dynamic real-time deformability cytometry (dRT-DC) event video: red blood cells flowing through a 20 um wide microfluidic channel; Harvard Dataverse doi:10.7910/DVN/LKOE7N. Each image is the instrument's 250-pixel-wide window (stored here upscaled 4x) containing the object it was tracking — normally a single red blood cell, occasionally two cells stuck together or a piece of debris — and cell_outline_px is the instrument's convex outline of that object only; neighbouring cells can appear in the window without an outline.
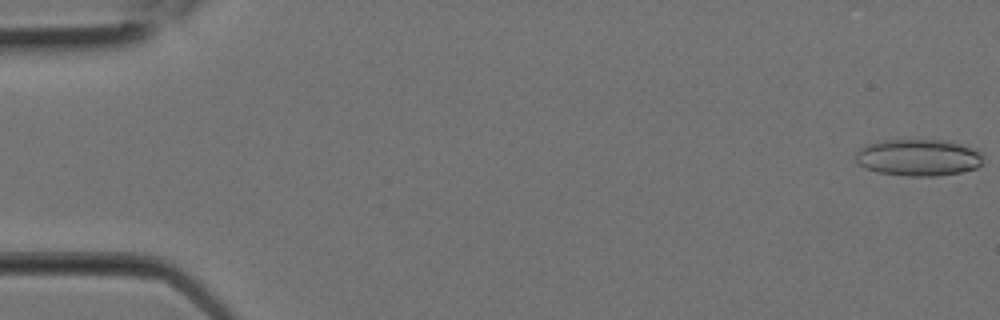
{"species": "Egyptian fruit bat (a non-hibernating species)", "species_latin": "Rousettus aegyptiacus", "temperature_condition": "room temperature", "stored_images_in_passage": 9, "camera_frame_rate_fps": 3000, "um_per_image_px": 0.085, "animal": {"sex": "female"}, "frame": {"image": 1, "passage_image": 1, "time_ms": 0.0, "image_size_px": [1000, 320], "cell_outline_px": [[984, 156], [980, 164], [976, 168], [960, 172], [936, 176], [908, 176], [876, 172], [864, 168], [856, 160], [856, 152], [860, 148], [868, 144], [884, 140], [948, 140], [964, 144], [984, 152]], "centroid_in_image_um": [78.1, 13.38], "position_along_channel_um": 6.9, "area_um2": 27.57}}